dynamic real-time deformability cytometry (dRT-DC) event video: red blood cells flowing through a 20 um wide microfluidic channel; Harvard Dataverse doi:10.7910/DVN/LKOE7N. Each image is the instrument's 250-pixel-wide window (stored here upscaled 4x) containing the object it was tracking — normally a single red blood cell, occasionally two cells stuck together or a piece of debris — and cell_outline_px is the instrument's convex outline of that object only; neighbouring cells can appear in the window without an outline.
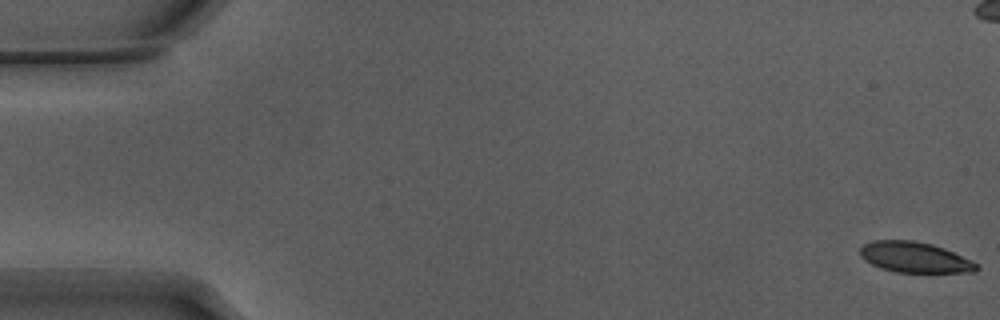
{"species": "Egyptian fruit bat (a non-hibernating species)", "species_latin": "Rousettus aegyptiacus", "temperature_condition": "warm", "stored_images_in_passage": 56, "camera_frame_rate_fps": 3000, "um_per_image_px": 0.085, "animal": {"sex": "male"}, "frame": {"image": 1, "passage_image": 1, "time_ms": 0.0, "image_size_px": [1000, 320], "cell_outline_px": [[980, 268], [976, 272], [896, 272], [880, 268], [864, 260], [860, 256], [860, 248], [864, 244], [876, 240], [912, 240], [932, 244], [944, 248], [972, 260], [980, 264]], "centroid_in_image_um": [77.78, 21.87], "position_along_channel_um": 7.2, "area_um2": 20.87}}
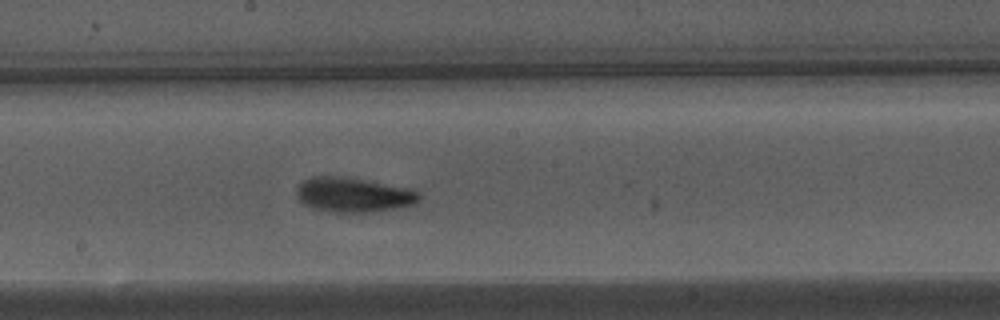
{"frame": {"image": 2, "passage_image": 30, "time_ms": 9.667, "image_size_px": [1000, 320], "cell_outline_px": [[420, 200], [412, 204], [400, 208], [372, 212], [332, 212], [316, 208], [304, 204], [296, 196], [296, 188], [304, 180], [312, 176], [344, 176], [412, 188], [420, 192]], "centroid_in_image_um": [30.08, 16.55], "position_along_channel_um": 218.1, "area_um2": 24.97}}
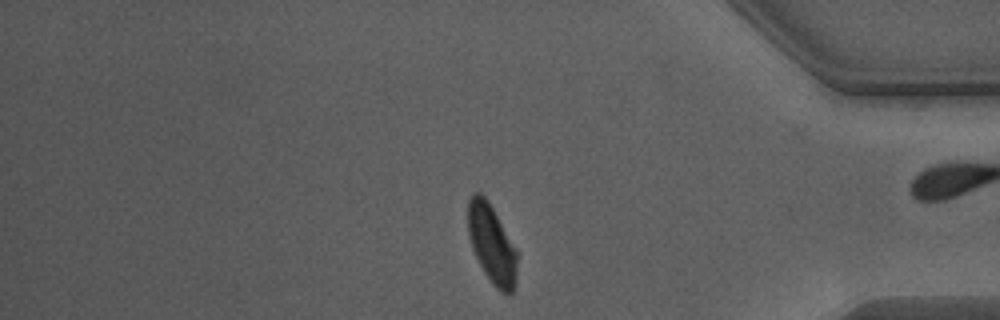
{"frame": {"image": 3, "passage_image": 46, "time_ms": 15.0, "image_size_px": [1000, 320], "cell_outline_px": [[516, 284], [512, 296], [508, 296], [500, 292], [492, 284], [484, 272], [472, 248], [468, 236], [468, 200], [472, 192], [480, 192], [488, 200], [516, 248]], "centroid_in_image_um": [41.8, 20.77], "position_along_channel_um": 393.4, "area_um2": 22.77}, "authors_computed_cell_mechanics": {"area_um2": 23.0044, "velocity_mm_per_s": 3.8214, "shape_relaxation_time_tau1_ms": 3.6592, "shape_relaxation_time_tau2_ms": 1.9533, "deformation_change_tau1": 0.1459, "deformation_change_tau2": 0.0935}}